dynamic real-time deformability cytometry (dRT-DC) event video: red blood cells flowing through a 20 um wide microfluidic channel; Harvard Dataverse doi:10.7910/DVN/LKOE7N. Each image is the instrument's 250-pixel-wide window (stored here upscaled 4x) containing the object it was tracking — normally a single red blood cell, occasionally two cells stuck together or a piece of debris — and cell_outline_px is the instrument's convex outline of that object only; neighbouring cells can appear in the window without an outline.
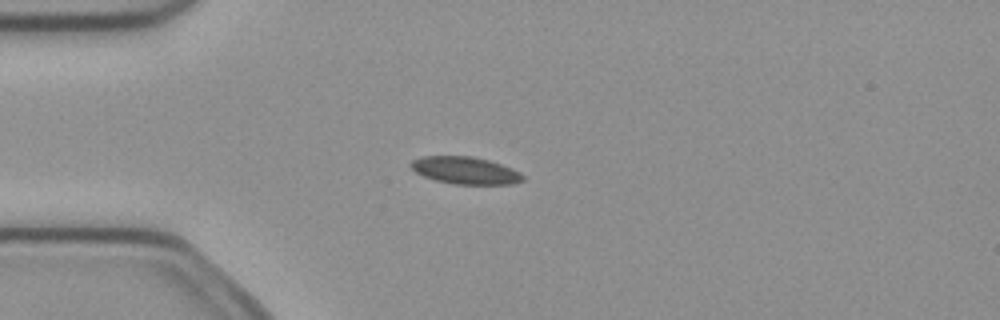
{"species": "common noctule bat (a hibernating species)", "species_latin": "Nyctalus noctula", "temperature_condition": "cold", "stored_images_in_passage": 4, "camera_frame_rate_fps": 3000, "um_per_image_px": 0.085, "animal": {"sex": "female", "body_mass_g": 21.9}, "frame": {"image": 1, "passage_image": 4, "time_ms": 1.0, "image_size_px": [1000, 320], "cell_outline_px": [[524, 180], [512, 184], [456, 184], [436, 180], [424, 176], [416, 172], [408, 164], [412, 160], [420, 156], [472, 156], [488, 160], [512, 168], [520, 172], [524, 176]], "centroid_in_image_um": [39.54, 14.48], "position_along_channel_um": 45.5, "area_um2": 17.74}}